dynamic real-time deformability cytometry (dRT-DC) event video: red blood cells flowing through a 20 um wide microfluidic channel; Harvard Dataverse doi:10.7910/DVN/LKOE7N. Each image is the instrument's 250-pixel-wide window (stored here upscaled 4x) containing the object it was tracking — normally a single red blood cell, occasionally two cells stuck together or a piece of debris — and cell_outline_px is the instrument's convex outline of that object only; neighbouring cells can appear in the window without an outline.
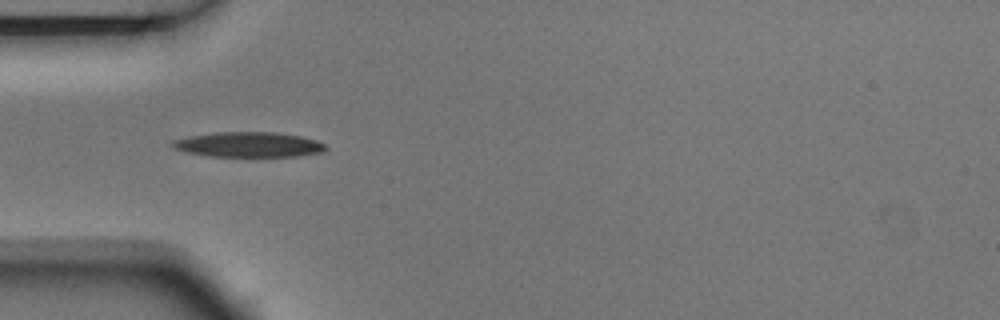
{"species": "Egyptian fruit bat (a non-hibernating species)", "species_latin": "Rousettus aegyptiacus", "temperature_condition": "room temperature", "stored_images_in_passage": 7, "camera_frame_rate_fps": 3000, "um_per_image_px": 0.085, "animal": {"sex": "male"}, "frame": {"image": 1, "passage_image": 5, "time_ms": 1.333, "image_size_px": [1000, 320], "cell_outline_px": [[328, 148], [324, 152], [296, 156], [208, 156], [184, 152], [176, 148], [172, 144], [172, 140], [188, 136], [216, 132], [276, 132], [300, 136], [316, 140], [324, 144]], "centroid_in_image_um": [21.14, 12.28], "position_along_channel_um": 63.9, "area_um2": 22.37}}
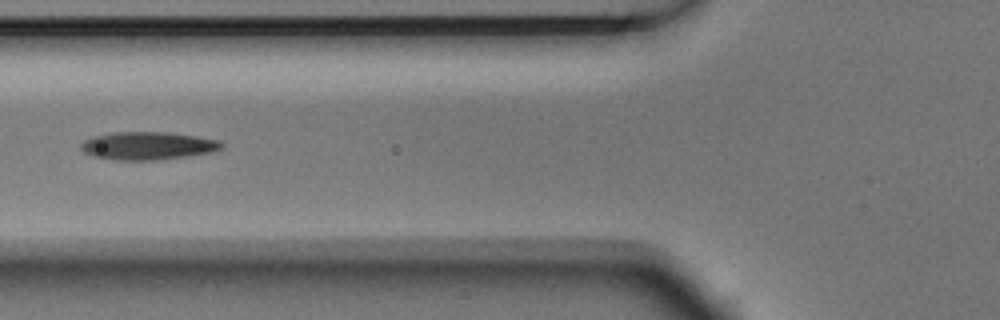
{"frame": {"image": 2, "passage_image": 6, "time_ms": 1.667, "image_size_px": [1000, 320], "cell_outline_px": [[224, 148], [216, 152], [156, 160], [116, 160], [92, 156], [84, 152], [80, 148], [80, 144], [84, 140], [92, 136], [112, 132], [168, 132], [196, 136], [220, 140], [224, 144]], "centroid_in_image_um": [12.59, 12.39], "position_along_channel_um": 113.2, "area_um2": 23.18}}
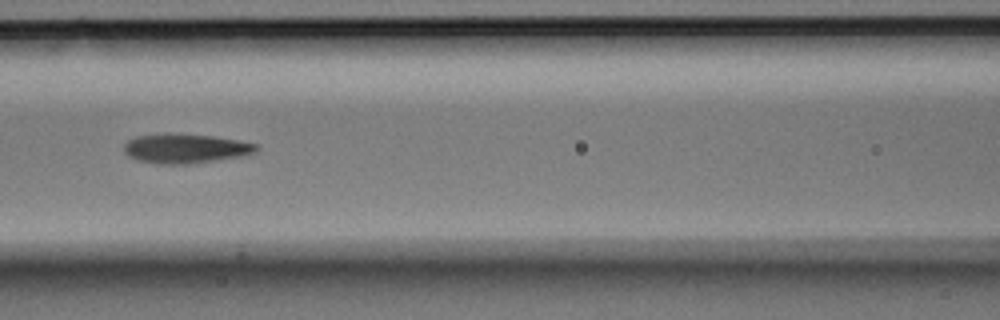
{"frame": {"image": 3, "passage_image": 7, "time_ms": 2.0, "image_size_px": [1000, 320], "cell_outline_px": [[260, 148], [256, 152], [240, 156], [188, 164], [156, 164], [136, 160], [128, 156], [124, 152], [124, 144], [128, 140], [136, 136], [168, 132], [212, 136], [260, 144]], "centroid_in_image_um": [15.73, 12.61], "position_along_channel_um": 150.9, "area_um2": 22.95}}